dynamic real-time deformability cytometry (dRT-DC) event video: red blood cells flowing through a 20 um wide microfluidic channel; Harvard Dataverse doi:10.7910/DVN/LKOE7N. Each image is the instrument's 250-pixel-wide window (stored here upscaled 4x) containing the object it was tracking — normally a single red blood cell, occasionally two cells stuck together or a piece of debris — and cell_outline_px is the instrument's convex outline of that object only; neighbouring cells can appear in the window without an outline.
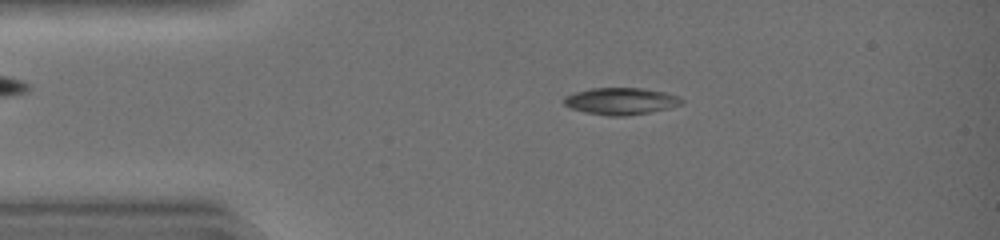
{"species": "common noctule bat (a hibernating species)", "species_latin": "Nyctalus noctula", "temperature_condition": "warm", "stored_images_in_passage": 43, "camera_frame_rate_fps": 3000, "um_per_image_px": 0.085, "animal": {"sex": "female", "body_mass_g": 19.0, "forearm_length_mm": 51.5}, "frame": {"image": 1, "passage_image": 9, "time_ms": 2.667, "image_size_px": [1000, 240], "cell_outline_px": [[684, 104], [668, 108], [648, 112], [624, 116], [608, 116], [584, 112], [572, 108], [564, 104], [564, 96], [576, 92], [592, 88], [640, 88], [664, 92], [676, 96], [684, 100]], "centroid_in_image_um": [52.77, 8.6], "position_along_channel_um": 32.2, "area_um2": 18.26}}
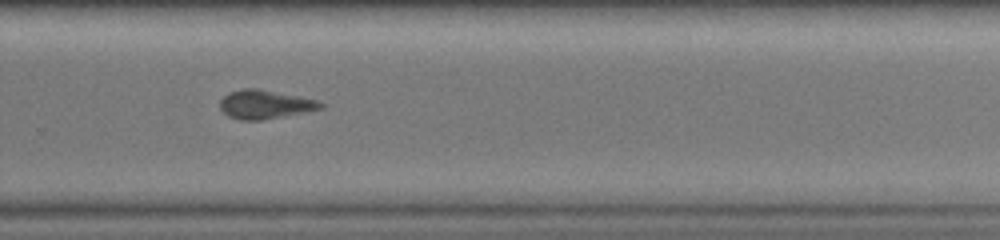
{"frame": {"image": 2, "passage_image": 30, "time_ms": 9.667, "image_size_px": [1000, 240], "cell_outline_px": [[324, 108], [308, 112], [264, 120], [240, 120], [228, 116], [220, 108], [220, 100], [228, 92], [244, 88], [256, 88], [316, 100], [324, 104]], "centroid_in_image_um": [22.52, 8.89], "position_along_channel_um": 307.3, "area_um2": 16.88}}
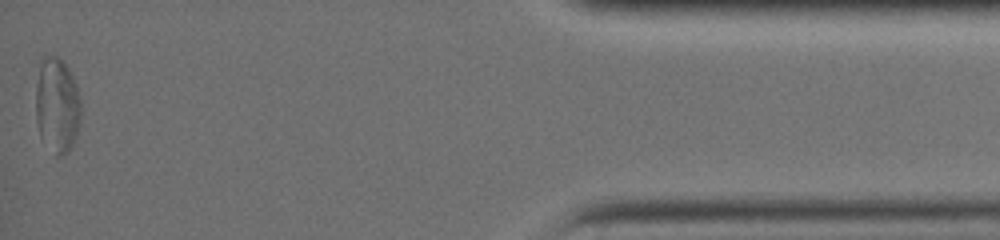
{"frame": {"image": 3, "passage_image": 43, "time_ms": 14.0, "image_size_px": [1000, 240], "cell_outline_px": [[80, 124], [76, 136], [68, 152], [60, 156], [56, 156], [40, 136], [36, 120], [36, 84], [40, 56], [56, 56], [64, 60], [76, 84], [80, 100]], "centroid_in_image_um": [4.84, 8.91], "position_along_channel_um": 430.4, "area_um2": 25.32}, "authors_computed_cell_mechanics": {"area_um2": 17.8024, "velocity_mm_per_s": 4.4808, "shape_relaxation_time_tau1_ms": 2.4487, "shape_relaxation_time_tau2_ms": 2.5774, "deformation_change_tau1": 0.1413, "deformation_change_tau2": 0.0983}}